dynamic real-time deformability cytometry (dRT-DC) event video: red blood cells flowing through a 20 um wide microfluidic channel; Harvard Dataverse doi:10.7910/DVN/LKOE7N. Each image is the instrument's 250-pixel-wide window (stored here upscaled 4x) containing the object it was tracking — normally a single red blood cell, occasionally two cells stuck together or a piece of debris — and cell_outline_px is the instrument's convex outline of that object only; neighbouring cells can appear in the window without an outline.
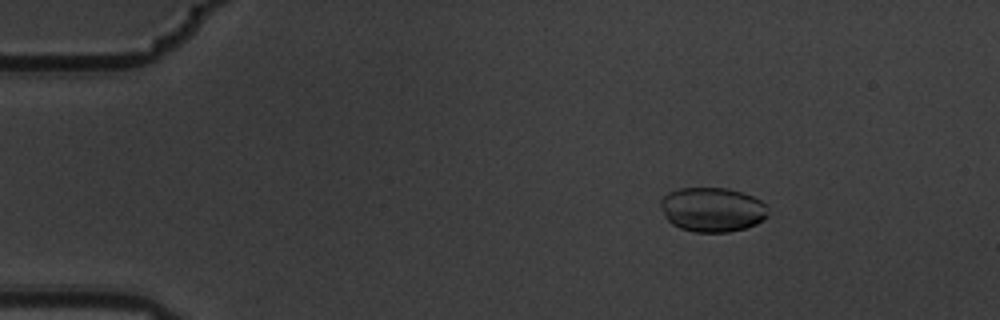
{"species": "common noctule bat (a hibernating species)", "species_latin": "Nyctalus noctula", "temperature_condition": "warm", "stored_images_in_passage": 15, "camera_frame_rate_fps": 3000, "um_per_image_px": 0.085, "animal": {"sex": "male", "body_mass_g": 19.5, "forearm_length_mm": 54.6}, "frame": {"image": 1, "passage_image": 3, "time_ms": 0.667, "image_size_px": [1000, 320], "cell_outline_px": [[768, 216], [756, 224], [744, 228], [728, 232], [692, 232], [680, 228], [672, 224], [664, 216], [660, 204], [660, 200], [668, 192], [680, 188], [728, 188], [752, 196], [760, 200], [764, 204], [768, 212]], "centroid_in_image_um": [60.52, 17.82], "position_along_channel_um": 24.5, "area_um2": 27.8}}
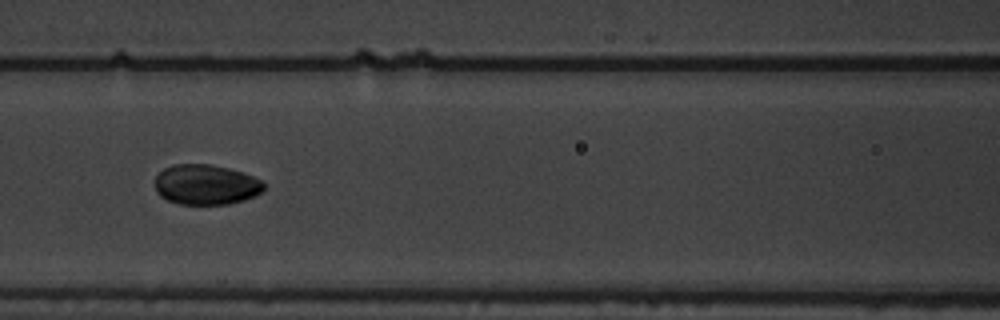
{"frame": {"image": 2, "passage_image": 7, "time_ms": 2.0, "image_size_px": [1000, 320], "cell_outline_px": [[264, 188], [256, 196], [244, 200], [228, 204], [180, 204], [168, 200], [160, 196], [156, 192], [156, 176], [164, 168], [172, 164], [212, 164], [228, 168], [252, 176], [260, 180], [264, 184]], "centroid_in_image_um": [17.49, 15.69], "position_along_channel_um": 149.1, "area_um2": 25.43}}
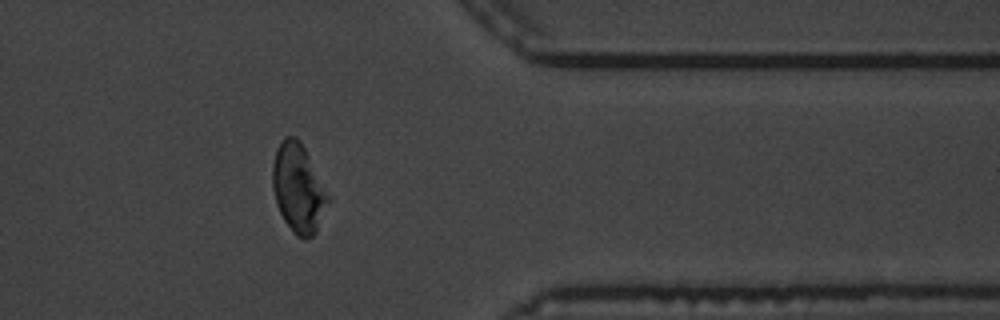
{"frame": {"image": 3, "passage_image": 13, "time_ms": 4.0, "image_size_px": [1000, 320], "cell_outline_px": [[332, 200], [316, 232], [312, 236], [304, 240], [296, 236], [292, 232], [284, 220], [276, 204], [272, 188], [272, 164], [276, 148], [280, 140], [284, 136], [296, 136], [300, 140], [332, 196]], "centroid_in_image_um": [25.39, 16.0], "position_along_channel_um": 386.0, "area_um2": 29.71}}